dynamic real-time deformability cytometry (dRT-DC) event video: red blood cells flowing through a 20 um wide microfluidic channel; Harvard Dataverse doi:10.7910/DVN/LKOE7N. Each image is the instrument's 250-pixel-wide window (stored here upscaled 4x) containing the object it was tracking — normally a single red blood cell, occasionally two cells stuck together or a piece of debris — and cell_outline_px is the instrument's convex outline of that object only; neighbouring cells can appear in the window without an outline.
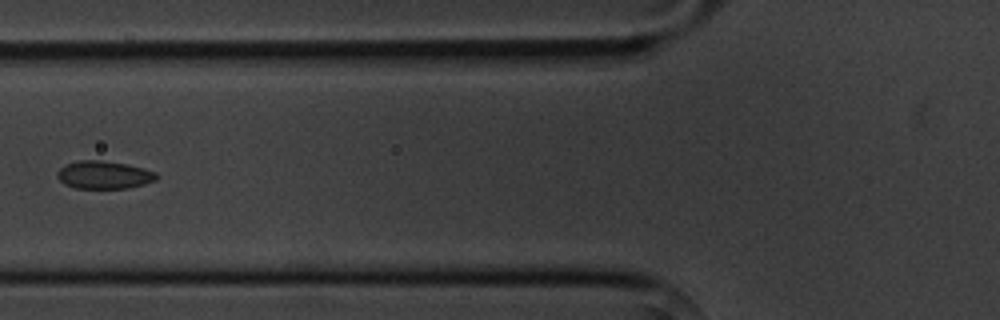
{"species": "common noctule bat (a hibernating species)", "species_latin": "Nyctalus noctula", "temperature_condition": "cold", "stored_images_in_passage": 14, "camera_frame_rate_fps": 3000, "um_per_image_px": 0.085, "animal": {"sex": "male", "body_mass_g": 20.1, "forearm_length_mm": 53.5}, "frame": {"image": 1, "passage_image": 5, "time_ms": 5.667, "image_size_px": [1000, 320], "cell_outline_px": [[160, 176], [156, 180], [144, 184], [128, 188], [76, 188], [64, 184], [56, 176], [56, 172], [64, 164], [76, 160], [100, 160], [128, 164], [144, 168], [156, 172]], "centroid_in_image_um": [8.84, 14.85], "position_along_channel_um": 117.0, "area_um2": 16.36}}
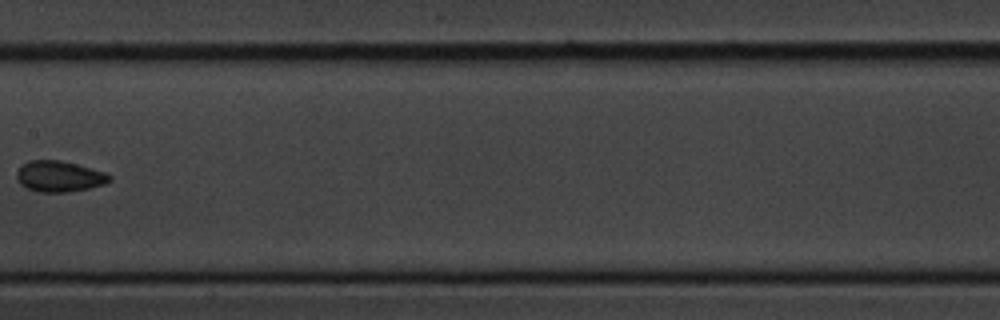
{"frame": {"image": 2, "passage_image": 7, "time_ms": 8.0, "image_size_px": [1000, 320], "cell_outline_px": [[112, 180], [104, 184], [88, 188], [64, 192], [36, 192], [20, 184], [16, 180], [16, 172], [28, 160], [60, 160], [92, 168], [104, 172], [112, 176]], "centroid_in_image_um": [5.03, 14.99], "position_along_channel_um": 202.4, "area_um2": 16.7}}
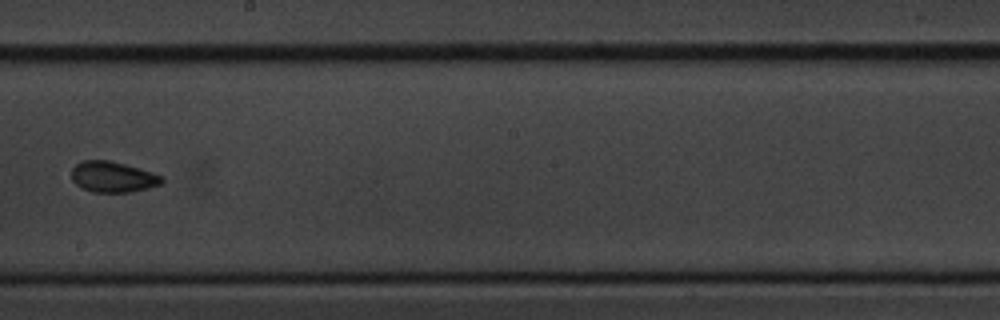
{"frame": {"image": 3, "passage_image": 8, "time_ms": 9.0, "image_size_px": [1000, 320], "cell_outline_px": [[164, 180], [160, 184], [148, 188], [132, 192], [92, 192], [80, 188], [72, 180], [72, 168], [76, 164], [84, 160], [108, 160], [140, 168], [152, 172], [160, 176]], "centroid_in_image_um": [9.56, 15.04], "position_along_channel_um": 238.6, "area_um2": 16.18}, "authors_computed_cell_mechanics": {"area_um2": 16.6175, "velocity_mm_per_s": 3.6497, "shape_relaxation_time_tau1_ms": 3.128, "shape_relaxation_time_tau2_ms": null, "deformation_change_tau1": 0.0718, "deformation_change_tau2": null}}